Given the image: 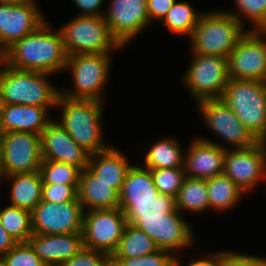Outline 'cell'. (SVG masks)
<instances>
[{"label":"cell","instance_id":"18","mask_svg":"<svg viewBox=\"0 0 266 266\" xmlns=\"http://www.w3.org/2000/svg\"><path fill=\"white\" fill-rule=\"evenodd\" d=\"M40 137L43 160L71 164L81 170L88 167L91 154L79 146L56 119L53 118Z\"/></svg>","mask_w":266,"mask_h":266},{"label":"cell","instance_id":"9","mask_svg":"<svg viewBox=\"0 0 266 266\" xmlns=\"http://www.w3.org/2000/svg\"><path fill=\"white\" fill-rule=\"evenodd\" d=\"M194 104H196L205 127L225 142L221 144L207 137H198L201 140L216 144L224 149H228L225 143L231 145L229 148L236 149L247 148L260 142L221 98L205 99Z\"/></svg>","mask_w":266,"mask_h":266},{"label":"cell","instance_id":"19","mask_svg":"<svg viewBox=\"0 0 266 266\" xmlns=\"http://www.w3.org/2000/svg\"><path fill=\"white\" fill-rule=\"evenodd\" d=\"M184 153V169L187 177L209 179L223 174L225 149L198 137L191 138Z\"/></svg>","mask_w":266,"mask_h":266},{"label":"cell","instance_id":"38","mask_svg":"<svg viewBox=\"0 0 266 266\" xmlns=\"http://www.w3.org/2000/svg\"><path fill=\"white\" fill-rule=\"evenodd\" d=\"M79 185L43 184L42 200L50 203H64L78 200Z\"/></svg>","mask_w":266,"mask_h":266},{"label":"cell","instance_id":"37","mask_svg":"<svg viewBox=\"0 0 266 266\" xmlns=\"http://www.w3.org/2000/svg\"><path fill=\"white\" fill-rule=\"evenodd\" d=\"M1 259L7 266H47L28 242L17 243Z\"/></svg>","mask_w":266,"mask_h":266},{"label":"cell","instance_id":"7","mask_svg":"<svg viewBox=\"0 0 266 266\" xmlns=\"http://www.w3.org/2000/svg\"><path fill=\"white\" fill-rule=\"evenodd\" d=\"M58 29L68 56L113 54L123 49L112 36L104 16L75 15Z\"/></svg>","mask_w":266,"mask_h":266},{"label":"cell","instance_id":"45","mask_svg":"<svg viewBox=\"0 0 266 266\" xmlns=\"http://www.w3.org/2000/svg\"><path fill=\"white\" fill-rule=\"evenodd\" d=\"M1 4H11V5H19V4H38L36 0H0Z\"/></svg>","mask_w":266,"mask_h":266},{"label":"cell","instance_id":"21","mask_svg":"<svg viewBox=\"0 0 266 266\" xmlns=\"http://www.w3.org/2000/svg\"><path fill=\"white\" fill-rule=\"evenodd\" d=\"M49 111L40 106L5 104L0 120V133L18 131L40 135L53 120Z\"/></svg>","mask_w":266,"mask_h":266},{"label":"cell","instance_id":"15","mask_svg":"<svg viewBox=\"0 0 266 266\" xmlns=\"http://www.w3.org/2000/svg\"><path fill=\"white\" fill-rule=\"evenodd\" d=\"M104 14L112 36L124 48L150 25L147 0H108Z\"/></svg>","mask_w":266,"mask_h":266},{"label":"cell","instance_id":"42","mask_svg":"<svg viewBox=\"0 0 266 266\" xmlns=\"http://www.w3.org/2000/svg\"><path fill=\"white\" fill-rule=\"evenodd\" d=\"M78 7L79 14L77 15H88V16H104L105 10L103 6L106 0H71Z\"/></svg>","mask_w":266,"mask_h":266},{"label":"cell","instance_id":"17","mask_svg":"<svg viewBox=\"0 0 266 266\" xmlns=\"http://www.w3.org/2000/svg\"><path fill=\"white\" fill-rule=\"evenodd\" d=\"M39 4L0 3V46L7 50L16 41L36 31L48 21Z\"/></svg>","mask_w":266,"mask_h":266},{"label":"cell","instance_id":"39","mask_svg":"<svg viewBox=\"0 0 266 266\" xmlns=\"http://www.w3.org/2000/svg\"><path fill=\"white\" fill-rule=\"evenodd\" d=\"M61 266H112V262L110 255L84 247Z\"/></svg>","mask_w":266,"mask_h":266},{"label":"cell","instance_id":"50","mask_svg":"<svg viewBox=\"0 0 266 266\" xmlns=\"http://www.w3.org/2000/svg\"><path fill=\"white\" fill-rule=\"evenodd\" d=\"M0 266H7L1 258H0Z\"/></svg>","mask_w":266,"mask_h":266},{"label":"cell","instance_id":"2","mask_svg":"<svg viewBox=\"0 0 266 266\" xmlns=\"http://www.w3.org/2000/svg\"><path fill=\"white\" fill-rule=\"evenodd\" d=\"M61 116L56 120L71 138L90 154L106 150L103 137L104 102L67 98L59 94L55 109Z\"/></svg>","mask_w":266,"mask_h":266},{"label":"cell","instance_id":"30","mask_svg":"<svg viewBox=\"0 0 266 266\" xmlns=\"http://www.w3.org/2000/svg\"><path fill=\"white\" fill-rule=\"evenodd\" d=\"M159 250L156 243L144 232L127 224L123 236L111 258H135Z\"/></svg>","mask_w":266,"mask_h":266},{"label":"cell","instance_id":"47","mask_svg":"<svg viewBox=\"0 0 266 266\" xmlns=\"http://www.w3.org/2000/svg\"><path fill=\"white\" fill-rule=\"evenodd\" d=\"M2 154H1V136H0V183H1V186H2V179L4 177V173H3V167H2Z\"/></svg>","mask_w":266,"mask_h":266},{"label":"cell","instance_id":"49","mask_svg":"<svg viewBox=\"0 0 266 266\" xmlns=\"http://www.w3.org/2000/svg\"><path fill=\"white\" fill-rule=\"evenodd\" d=\"M183 260H182V258L180 259H178L177 261H176V263H175V265L174 266H183ZM182 264V265H181ZM185 266H186V264H185Z\"/></svg>","mask_w":266,"mask_h":266},{"label":"cell","instance_id":"5","mask_svg":"<svg viewBox=\"0 0 266 266\" xmlns=\"http://www.w3.org/2000/svg\"><path fill=\"white\" fill-rule=\"evenodd\" d=\"M112 54H76L67 58L64 71L72 76L73 88H60V94L72 99L105 102V87L111 73Z\"/></svg>","mask_w":266,"mask_h":266},{"label":"cell","instance_id":"3","mask_svg":"<svg viewBox=\"0 0 266 266\" xmlns=\"http://www.w3.org/2000/svg\"><path fill=\"white\" fill-rule=\"evenodd\" d=\"M248 29L224 10L203 11L190 39V53L228 58Z\"/></svg>","mask_w":266,"mask_h":266},{"label":"cell","instance_id":"48","mask_svg":"<svg viewBox=\"0 0 266 266\" xmlns=\"http://www.w3.org/2000/svg\"><path fill=\"white\" fill-rule=\"evenodd\" d=\"M4 107H5V102H4V98L2 97V93L0 91V120L2 117V113L4 111Z\"/></svg>","mask_w":266,"mask_h":266},{"label":"cell","instance_id":"43","mask_svg":"<svg viewBox=\"0 0 266 266\" xmlns=\"http://www.w3.org/2000/svg\"><path fill=\"white\" fill-rule=\"evenodd\" d=\"M205 255V256H204ZM201 258L190 257V262L186 266H218V251L206 253Z\"/></svg>","mask_w":266,"mask_h":266},{"label":"cell","instance_id":"6","mask_svg":"<svg viewBox=\"0 0 266 266\" xmlns=\"http://www.w3.org/2000/svg\"><path fill=\"white\" fill-rule=\"evenodd\" d=\"M221 99L259 141L266 142V82L230 78Z\"/></svg>","mask_w":266,"mask_h":266},{"label":"cell","instance_id":"27","mask_svg":"<svg viewBox=\"0 0 266 266\" xmlns=\"http://www.w3.org/2000/svg\"><path fill=\"white\" fill-rule=\"evenodd\" d=\"M176 138H159L146 153L143 166L149 169L184 167V150Z\"/></svg>","mask_w":266,"mask_h":266},{"label":"cell","instance_id":"35","mask_svg":"<svg viewBox=\"0 0 266 266\" xmlns=\"http://www.w3.org/2000/svg\"><path fill=\"white\" fill-rule=\"evenodd\" d=\"M159 194L177 197L186 177L184 167L150 169Z\"/></svg>","mask_w":266,"mask_h":266},{"label":"cell","instance_id":"25","mask_svg":"<svg viewBox=\"0 0 266 266\" xmlns=\"http://www.w3.org/2000/svg\"><path fill=\"white\" fill-rule=\"evenodd\" d=\"M159 194L149 168L132 164L119 192V202L151 201Z\"/></svg>","mask_w":266,"mask_h":266},{"label":"cell","instance_id":"10","mask_svg":"<svg viewBox=\"0 0 266 266\" xmlns=\"http://www.w3.org/2000/svg\"><path fill=\"white\" fill-rule=\"evenodd\" d=\"M127 223L144 231L159 249L166 250L181 258L177 252L194 247V229L178 211L153 217H126ZM176 253V254H175ZM179 255V256H178Z\"/></svg>","mask_w":266,"mask_h":266},{"label":"cell","instance_id":"40","mask_svg":"<svg viewBox=\"0 0 266 266\" xmlns=\"http://www.w3.org/2000/svg\"><path fill=\"white\" fill-rule=\"evenodd\" d=\"M218 266H266V257L238 251H218Z\"/></svg>","mask_w":266,"mask_h":266},{"label":"cell","instance_id":"26","mask_svg":"<svg viewBox=\"0 0 266 266\" xmlns=\"http://www.w3.org/2000/svg\"><path fill=\"white\" fill-rule=\"evenodd\" d=\"M207 191L210 209L218 213L233 210L237 204H240L242 197L246 195L224 174L207 179Z\"/></svg>","mask_w":266,"mask_h":266},{"label":"cell","instance_id":"11","mask_svg":"<svg viewBox=\"0 0 266 266\" xmlns=\"http://www.w3.org/2000/svg\"><path fill=\"white\" fill-rule=\"evenodd\" d=\"M127 224L125 214L120 208L84 211V247L112 256Z\"/></svg>","mask_w":266,"mask_h":266},{"label":"cell","instance_id":"4","mask_svg":"<svg viewBox=\"0 0 266 266\" xmlns=\"http://www.w3.org/2000/svg\"><path fill=\"white\" fill-rule=\"evenodd\" d=\"M51 74L23 71L6 65L0 76V91L5 104H21L56 108L60 88L53 84Z\"/></svg>","mask_w":266,"mask_h":266},{"label":"cell","instance_id":"16","mask_svg":"<svg viewBox=\"0 0 266 266\" xmlns=\"http://www.w3.org/2000/svg\"><path fill=\"white\" fill-rule=\"evenodd\" d=\"M32 230L37 234L82 232L84 209L79 201L50 203L41 201L32 211Z\"/></svg>","mask_w":266,"mask_h":266},{"label":"cell","instance_id":"32","mask_svg":"<svg viewBox=\"0 0 266 266\" xmlns=\"http://www.w3.org/2000/svg\"><path fill=\"white\" fill-rule=\"evenodd\" d=\"M119 208L125 217L164 216V214L176 211V202L172 196L158 194L151 201L119 202Z\"/></svg>","mask_w":266,"mask_h":266},{"label":"cell","instance_id":"24","mask_svg":"<svg viewBox=\"0 0 266 266\" xmlns=\"http://www.w3.org/2000/svg\"><path fill=\"white\" fill-rule=\"evenodd\" d=\"M9 181V200L11 206L32 211L42 201V177L40 171L16 173L4 176L2 181Z\"/></svg>","mask_w":266,"mask_h":266},{"label":"cell","instance_id":"36","mask_svg":"<svg viewBox=\"0 0 266 266\" xmlns=\"http://www.w3.org/2000/svg\"><path fill=\"white\" fill-rule=\"evenodd\" d=\"M179 258L159 249L154 253L135 258H111L112 266H174Z\"/></svg>","mask_w":266,"mask_h":266},{"label":"cell","instance_id":"41","mask_svg":"<svg viewBox=\"0 0 266 266\" xmlns=\"http://www.w3.org/2000/svg\"><path fill=\"white\" fill-rule=\"evenodd\" d=\"M177 0H147L150 26L155 20L162 21Z\"/></svg>","mask_w":266,"mask_h":266},{"label":"cell","instance_id":"28","mask_svg":"<svg viewBox=\"0 0 266 266\" xmlns=\"http://www.w3.org/2000/svg\"><path fill=\"white\" fill-rule=\"evenodd\" d=\"M176 210L185 213L203 214L210 210L207 180L185 177L175 198Z\"/></svg>","mask_w":266,"mask_h":266},{"label":"cell","instance_id":"20","mask_svg":"<svg viewBox=\"0 0 266 266\" xmlns=\"http://www.w3.org/2000/svg\"><path fill=\"white\" fill-rule=\"evenodd\" d=\"M28 243L47 266H61L84 248L82 232L57 235L33 233Z\"/></svg>","mask_w":266,"mask_h":266},{"label":"cell","instance_id":"13","mask_svg":"<svg viewBox=\"0 0 266 266\" xmlns=\"http://www.w3.org/2000/svg\"><path fill=\"white\" fill-rule=\"evenodd\" d=\"M229 78L266 82V31L248 30L228 56Z\"/></svg>","mask_w":266,"mask_h":266},{"label":"cell","instance_id":"44","mask_svg":"<svg viewBox=\"0 0 266 266\" xmlns=\"http://www.w3.org/2000/svg\"><path fill=\"white\" fill-rule=\"evenodd\" d=\"M16 244L17 242L9 235L0 221V258Z\"/></svg>","mask_w":266,"mask_h":266},{"label":"cell","instance_id":"12","mask_svg":"<svg viewBox=\"0 0 266 266\" xmlns=\"http://www.w3.org/2000/svg\"><path fill=\"white\" fill-rule=\"evenodd\" d=\"M223 174L246 194L266 181V142L247 148L225 149Z\"/></svg>","mask_w":266,"mask_h":266},{"label":"cell","instance_id":"29","mask_svg":"<svg viewBox=\"0 0 266 266\" xmlns=\"http://www.w3.org/2000/svg\"><path fill=\"white\" fill-rule=\"evenodd\" d=\"M202 13L195 10L191 2L177 0L161 23L169 32L189 38Z\"/></svg>","mask_w":266,"mask_h":266},{"label":"cell","instance_id":"34","mask_svg":"<svg viewBox=\"0 0 266 266\" xmlns=\"http://www.w3.org/2000/svg\"><path fill=\"white\" fill-rule=\"evenodd\" d=\"M82 170L74 165L43 160L40 173L43 184L79 185Z\"/></svg>","mask_w":266,"mask_h":266},{"label":"cell","instance_id":"22","mask_svg":"<svg viewBox=\"0 0 266 266\" xmlns=\"http://www.w3.org/2000/svg\"><path fill=\"white\" fill-rule=\"evenodd\" d=\"M132 166L129 158L117 147H108L106 150L90 155L88 169L100 181L120 192L128 170Z\"/></svg>","mask_w":266,"mask_h":266},{"label":"cell","instance_id":"23","mask_svg":"<svg viewBox=\"0 0 266 266\" xmlns=\"http://www.w3.org/2000/svg\"><path fill=\"white\" fill-rule=\"evenodd\" d=\"M77 193L84 211L119 208V192L100 181L88 168L81 172Z\"/></svg>","mask_w":266,"mask_h":266},{"label":"cell","instance_id":"8","mask_svg":"<svg viewBox=\"0 0 266 266\" xmlns=\"http://www.w3.org/2000/svg\"><path fill=\"white\" fill-rule=\"evenodd\" d=\"M189 66L180 78L195 102L220 99L229 81L228 58L191 53Z\"/></svg>","mask_w":266,"mask_h":266},{"label":"cell","instance_id":"14","mask_svg":"<svg viewBox=\"0 0 266 266\" xmlns=\"http://www.w3.org/2000/svg\"><path fill=\"white\" fill-rule=\"evenodd\" d=\"M0 136L4 176L40 171L43 161L40 135L11 131Z\"/></svg>","mask_w":266,"mask_h":266},{"label":"cell","instance_id":"31","mask_svg":"<svg viewBox=\"0 0 266 266\" xmlns=\"http://www.w3.org/2000/svg\"><path fill=\"white\" fill-rule=\"evenodd\" d=\"M0 221L17 243L28 242L33 234L31 212L28 210L7 204L0 207Z\"/></svg>","mask_w":266,"mask_h":266},{"label":"cell","instance_id":"1","mask_svg":"<svg viewBox=\"0 0 266 266\" xmlns=\"http://www.w3.org/2000/svg\"><path fill=\"white\" fill-rule=\"evenodd\" d=\"M6 57L7 65L14 69L56 75L64 72L68 55L59 29L53 30L46 21L10 46Z\"/></svg>","mask_w":266,"mask_h":266},{"label":"cell","instance_id":"33","mask_svg":"<svg viewBox=\"0 0 266 266\" xmlns=\"http://www.w3.org/2000/svg\"><path fill=\"white\" fill-rule=\"evenodd\" d=\"M234 4L236 10L224 11L232 14L245 27L247 20L252 25L248 30L266 31V0H234Z\"/></svg>","mask_w":266,"mask_h":266},{"label":"cell","instance_id":"46","mask_svg":"<svg viewBox=\"0 0 266 266\" xmlns=\"http://www.w3.org/2000/svg\"><path fill=\"white\" fill-rule=\"evenodd\" d=\"M7 65L6 50L0 46V76L4 67Z\"/></svg>","mask_w":266,"mask_h":266}]
</instances>
